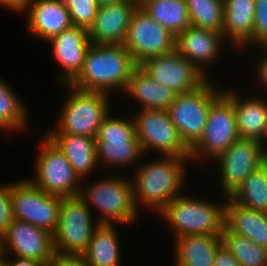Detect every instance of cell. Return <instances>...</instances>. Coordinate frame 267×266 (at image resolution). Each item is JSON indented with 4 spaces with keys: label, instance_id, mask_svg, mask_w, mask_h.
I'll use <instances>...</instances> for the list:
<instances>
[{
    "label": "cell",
    "instance_id": "9",
    "mask_svg": "<svg viewBox=\"0 0 267 266\" xmlns=\"http://www.w3.org/2000/svg\"><path fill=\"white\" fill-rule=\"evenodd\" d=\"M41 141L35 158V176L29 179L48 194L60 197L78 196L82 180L63 152L47 135Z\"/></svg>",
    "mask_w": 267,
    "mask_h": 266
},
{
    "label": "cell",
    "instance_id": "20",
    "mask_svg": "<svg viewBox=\"0 0 267 266\" xmlns=\"http://www.w3.org/2000/svg\"><path fill=\"white\" fill-rule=\"evenodd\" d=\"M24 12L27 29L41 40L48 41L72 26L64 0H33Z\"/></svg>",
    "mask_w": 267,
    "mask_h": 266
},
{
    "label": "cell",
    "instance_id": "2",
    "mask_svg": "<svg viewBox=\"0 0 267 266\" xmlns=\"http://www.w3.org/2000/svg\"><path fill=\"white\" fill-rule=\"evenodd\" d=\"M188 160L191 161L186 157L162 156L161 159L137 165L139 167L135 168L132 179L136 208L140 209L142 205L144 209H152L158 214L169 202L181 195L185 183V163Z\"/></svg>",
    "mask_w": 267,
    "mask_h": 266
},
{
    "label": "cell",
    "instance_id": "35",
    "mask_svg": "<svg viewBox=\"0 0 267 266\" xmlns=\"http://www.w3.org/2000/svg\"><path fill=\"white\" fill-rule=\"evenodd\" d=\"M14 220L10 184L0 186V238Z\"/></svg>",
    "mask_w": 267,
    "mask_h": 266
},
{
    "label": "cell",
    "instance_id": "14",
    "mask_svg": "<svg viewBox=\"0 0 267 266\" xmlns=\"http://www.w3.org/2000/svg\"><path fill=\"white\" fill-rule=\"evenodd\" d=\"M214 160L219 161L222 196L229 197L253 171L264 164V150L258 140L240 138Z\"/></svg>",
    "mask_w": 267,
    "mask_h": 266
},
{
    "label": "cell",
    "instance_id": "29",
    "mask_svg": "<svg viewBox=\"0 0 267 266\" xmlns=\"http://www.w3.org/2000/svg\"><path fill=\"white\" fill-rule=\"evenodd\" d=\"M229 197L240 205L267 212V166L253 171Z\"/></svg>",
    "mask_w": 267,
    "mask_h": 266
},
{
    "label": "cell",
    "instance_id": "28",
    "mask_svg": "<svg viewBox=\"0 0 267 266\" xmlns=\"http://www.w3.org/2000/svg\"><path fill=\"white\" fill-rule=\"evenodd\" d=\"M140 7L174 37L190 26L186 0H146Z\"/></svg>",
    "mask_w": 267,
    "mask_h": 266
},
{
    "label": "cell",
    "instance_id": "31",
    "mask_svg": "<svg viewBox=\"0 0 267 266\" xmlns=\"http://www.w3.org/2000/svg\"><path fill=\"white\" fill-rule=\"evenodd\" d=\"M221 238L223 245L241 266H267V248L259 246L245 236L231 232L225 225Z\"/></svg>",
    "mask_w": 267,
    "mask_h": 266
},
{
    "label": "cell",
    "instance_id": "24",
    "mask_svg": "<svg viewBox=\"0 0 267 266\" xmlns=\"http://www.w3.org/2000/svg\"><path fill=\"white\" fill-rule=\"evenodd\" d=\"M254 12V0H224L223 35L233 47L252 44Z\"/></svg>",
    "mask_w": 267,
    "mask_h": 266
},
{
    "label": "cell",
    "instance_id": "30",
    "mask_svg": "<svg viewBox=\"0 0 267 266\" xmlns=\"http://www.w3.org/2000/svg\"><path fill=\"white\" fill-rule=\"evenodd\" d=\"M10 85L0 79V130L22 131L28 124V112L24 101ZM24 104V105H23Z\"/></svg>",
    "mask_w": 267,
    "mask_h": 266
},
{
    "label": "cell",
    "instance_id": "27",
    "mask_svg": "<svg viewBox=\"0 0 267 266\" xmlns=\"http://www.w3.org/2000/svg\"><path fill=\"white\" fill-rule=\"evenodd\" d=\"M115 224L100 223L82 254L89 266H119L120 245Z\"/></svg>",
    "mask_w": 267,
    "mask_h": 266
},
{
    "label": "cell",
    "instance_id": "44",
    "mask_svg": "<svg viewBox=\"0 0 267 266\" xmlns=\"http://www.w3.org/2000/svg\"><path fill=\"white\" fill-rule=\"evenodd\" d=\"M264 164L267 166V148L264 150Z\"/></svg>",
    "mask_w": 267,
    "mask_h": 266
},
{
    "label": "cell",
    "instance_id": "21",
    "mask_svg": "<svg viewBox=\"0 0 267 266\" xmlns=\"http://www.w3.org/2000/svg\"><path fill=\"white\" fill-rule=\"evenodd\" d=\"M47 136L63 152L75 173L83 181L97 168L95 138L69 133H47Z\"/></svg>",
    "mask_w": 267,
    "mask_h": 266
},
{
    "label": "cell",
    "instance_id": "42",
    "mask_svg": "<svg viewBox=\"0 0 267 266\" xmlns=\"http://www.w3.org/2000/svg\"><path fill=\"white\" fill-rule=\"evenodd\" d=\"M121 1H130V0H96L99 7L103 5L112 4V3H118Z\"/></svg>",
    "mask_w": 267,
    "mask_h": 266
},
{
    "label": "cell",
    "instance_id": "33",
    "mask_svg": "<svg viewBox=\"0 0 267 266\" xmlns=\"http://www.w3.org/2000/svg\"><path fill=\"white\" fill-rule=\"evenodd\" d=\"M64 3L72 25L89 30L99 9L96 0H64Z\"/></svg>",
    "mask_w": 267,
    "mask_h": 266
},
{
    "label": "cell",
    "instance_id": "15",
    "mask_svg": "<svg viewBox=\"0 0 267 266\" xmlns=\"http://www.w3.org/2000/svg\"><path fill=\"white\" fill-rule=\"evenodd\" d=\"M139 67L149 77L165 85L175 94L193 91L208 79L176 50L148 58Z\"/></svg>",
    "mask_w": 267,
    "mask_h": 266
},
{
    "label": "cell",
    "instance_id": "17",
    "mask_svg": "<svg viewBox=\"0 0 267 266\" xmlns=\"http://www.w3.org/2000/svg\"><path fill=\"white\" fill-rule=\"evenodd\" d=\"M55 61L61 66L59 83L70 84L81 72L87 50L91 45L88 30L72 25L50 38Z\"/></svg>",
    "mask_w": 267,
    "mask_h": 266
},
{
    "label": "cell",
    "instance_id": "25",
    "mask_svg": "<svg viewBox=\"0 0 267 266\" xmlns=\"http://www.w3.org/2000/svg\"><path fill=\"white\" fill-rule=\"evenodd\" d=\"M174 266H214L221 235H185L174 239Z\"/></svg>",
    "mask_w": 267,
    "mask_h": 266
},
{
    "label": "cell",
    "instance_id": "36",
    "mask_svg": "<svg viewBox=\"0 0 267 266\" xmlns=\"http://www.w3.org/2000/svg\"><path fill=\"white\" fill-rule=\"evenodd\" d=\"M47 266H89L83 255L54 253Z\"/></svg>",
    "mask_w": 267,
    "mask_h": 266
},
{
    "label": "cell",
    "instance_id": "37",
    "mask_svg": "<svg viewBox=\"0 0 267 266\" xmlns=\"http://www.w3.org/2000/svg\"><path fill=\"white\" fill-rule=\"evenodd\" d=\"M214 266H241L233 254L223 245L215 251Z\"/></svg>",
    "mask_w": 267,
    "mask_h": 266
},
{
    "label": "cell",
    "instance_id": "11",
    "mask_svg": "<svg viewBox=\"0 0 267 266\" xmlns=\"http://www.w3.org/2000/svg\"><path fill=\"white\" fill-rule=\"evenodd\" d=\"M10 194L14 219L56 232L62 197L44 192L28 178L10 183Z\"/></svg>",
    "mask_w": 267,
    "mask_h": 266
},
{
    "label": "cell",
    "instance_id": "41",
    "mask_svg": "<svg viewBox=\"0 0 267 266\" xmlns=\"http://www.w3.org/2000/svg\"><path fill=\"white\" fill-rule=\"evenodd\" d=\"M265 141H267V120H266V122H265V125H264V129H263L262 135H261V137H260L259 140H258V142H259L260 145L262 146L263 150L266 149L265 144H266L267 142H265Z\"/></svg>",
    "mask_w": 267,
    "mask_h": 266
},
{
    "label": "cell",
    "instance_id": "16",
    "mask_svg": "<svg viewBox=\"0 0 267 266\" xmlns=\"http://www.w3.org/2000/svg\"><path fill=\"white\" fill-rule=\"evenodd\" d=\"M1 255L40 260L45 264L53 256V234L31 223L14 219L0 238Z\"/></svg>",
    "mask_w": 267,
    "mask_h": 266
},
{
    "label": "cell",
    "instance_id": "23",
    "mask_svg": "<svg viewBox=\"0 0 267 266\" xmlns=\"http://www.w3.org/2000/svg\"><path fill=\"white\" fill-rule=\"evenodd\" d=\"M223 92L232 100L237 131L241 139L259 140L267 120V101L259 96L243 98L234 90ZM238 94V95H237Z\"/></svg>",
    "mask_w": 267,
    "mask_h": 266
},
{
    "label": "cell",
    "instance_id": "10",
    "mask_svg": "<svg viewBox=\"0 0 267 266\" xmlns=\"http://www.w3.org/2000/svg\"><path fill=\"white\" fill-rule=\"evenodd\" d=\"M238 139L233 102L222 92L209 107L207 124L200 140L190 149V160L213 161Z\"/></svg>",
    "mask_w": 267,
    "mask_h": 266
},
{
    "label": "cell",
    "instance_id": "40",
    "mask_svg": "<svg viewBox=\"0 0 267 266\" xmlns=\"http://www.w3.org/2000/svg\"><path fill=\"white\" fill-rule=\"evenodd\" d=\"M263 56H261L260 60H258V64L256 67V71L258 76L256 78L259 79L260 84L267 89V52L264 50L262 51Z\"/></svg>",
    "mask_w": 267,
    "mask_h": 266
},
{
    "label": "cell",
    "instance_id": "5",
    "mask_svg": "<svg viewBox=\"0 0 267 266\" xmlns=\"http://www.w3.org/2000/svg\"><path fill=\"white\" fill-rule=\"evenodd\" d=\"M69 93L63 109L60 111L59 122L48 133H69L73 135L95 138L103 119L111 111L109 94L103 92L83 91L69 84Z\"/></svg>",
    "mask_w": 267,
    "mask_h": 266
},
{
    "label": "cell",
    "instance_id": "6",
    "mask_svg": "<svg viewBox=\"0 0 267 266\" xmlns=\"http://www.w3.org/2000/svg\"><path fill=\"white\" fill-rule=\"evenodd\" d=\"M131 118H116L109 113L103 119L95 137L98 165L102 162L107 167H128L144 156Z\"/></svg>",
    "mask_w": 267,
    "mask_h": 266
},
{
    "label": "cell",
    "instance_id": "26",
    "mask_svg": "<svg viewBox=\"0 0 267 266\" xmlns=\"http://www.w3.org/2000/svg\"><path fill=\"white\" fill-rule=\"evenodd\" d=\"M124 93L141 104L142 109L155 110H168L176 96L171 89L153 80L139 66L132 71Z\"/></svg>",
    "mask_w": 267,
    "mask_h": 266
},
{
    "label": "cell",
    "instance_id": "38",
    "mask_svg": "<svg viewBox=\"0 0 267 266\" xmlns=\"http://www.w3.org/2000/svg\"><path fill=\"white\" fill-rule=\"evenodd\" d=\"M7 255L0 256V262L3 266H45L46 264L40 260H33L28 258L15 257V260L11 261L13 258H10ZM7 258H10L8 260Z\"/></svg>",
    "mask_w": 267,
    "mask_h": 266
},
{
    "label": "cell",
    "instance_id": "4",
    "mask_svg": "<svg viewBox=\"0 0 267 266\" xmlns=\"http://www.w3.org/2000/svg\"><path fill=\"white\" fill-rule=\"evenodd\" d=\"M81 187L79 196L90 209L91 205L95 206L101 213L97 218L99 223L114 224L116 221L129 225L138 220L140 213L143 214L134 203L132 179L110 176Z\"/></svg>",
    "mask_w": 267,
    "mask_h": 266
},
{
    "label": "cell",
    "instance_id": "43",
    "mask_svg": "<svg viewBox=\"0 0 267 266\" xmlns=\"http://www.w3.org/2000/svg\"><path fill=\"white\" fill-rule=\"evenodd\" d=\"M130 1L136 3L138 6H141L146 0H130Z\"/></svg>",
    "mask_w": 267,
    "mask_h": 266
},
{
    "label": "cell",
    "instance_id": "39",
    "mask_svg": "<svg viewBox=\"0 0 267 266\" xmlns=\"http://www.w3.org/2000/svg\"><path fill=\"white\" fill-rule=\"evenodd\" d=\"M32 1L33 0H0V5L15 12L24 13Z\"/></svg>",
    "mask_w": 267,
    "mask_h": 266
},
{
    "label": "cell",
    "instance_id": "8",
    "mask_svg": "<svg viewBox=\"0 0 267 266\" xmlns=\"http://www.w3.org/2000/svg\"><path fill=\"white\" fill-rule=\"evenodd\" d=\"M90 210L79 195L62 197L58 227L53 234L55 253L82 255L87 250L100 224L97 219L94 223Z\"/></svg>",
    "mask_w": 267,
    "mask_h": 266
},
{
    "label": "cell",
    "instance_id": "22",
    "mask_svg": "<svg viewBox=\"0 0 267 266\" xmlns=\"http://www.w3.org/2000/svg\"><path fill=\"white\" fill-rule=\"evenodd\" d=\"M224 225L231 232L267 248V212L248 208L226 197Z\"/></svg>",
    "mask_w": 267,
    "mask_h": 266
},
{
    "label": "cell",
    "instance_id": "18",
    "mask_svg": "<svg viewBox=\"0 0 267 266\" xmlns=\"http://www.w3.org/2000/svg\"><path fill=\"white\" fill-rule=\"evenodd\" d=\"M137 7L138 5L131 1L100 6L94 22L88 30L91 42L94 44H123L131 16Z\"/></svg>",
    "mask_w": 267,
    "mask_h": 266
},
{
    "label": "cell",
    "instance_id": "34",
    "mask_svg": "<svg viewBox=\"0 0 267 266\" xmlns=\"http://www.w3.org/2000/svg\"><path fill=\"white\" fill-rule=\"evenodd\" d=\"M254 27L252 45L261 49L267 45V0H254Z\"/></svg>",
    "mask_w": 267,
    "mask_h": 266
},
{
    "label": "cell",
    "instance_id": "3",
    "mask_svg": "<svg viewBox=\"0 0 267 266\" xmlns=\"http://www.w3.org/2000/svg\"><path fill=\"white\" fill-rule=\"evenodd\" d=\"M214 203L179 195L159 214L174 231V238L185 235H221L225 221V200Z\"/></svg>",
    "mask_w": 267,
    "mask_h": 266
},
{
    "label": "cell",
    "instance_id": "13",
    "mask_svg": "<svg viewBox=\"0 0 267 266\" xmlns=\"http://www.w3.org/2000/svg\"><path fill=\"white\" fill-rule=\"evenodd\" d=\"M175 42L176 37L138 6L131 16L123 45L139 66L148 58L173 52Z\"/></svg>",
    "mask_w": 267,
    "mask_h": 266
},
{
    "label": "cell",
    "instance_id": "12",
    "mask_svg": "<svg viewBox=\"0 0 267 266\" xmlns=\"http://www.w3.org/2000/svg\"><path fill=\"white\" fill-rule=\"evenodd\" d=\"M133 118L136 137L145 156L153 149L161 153V157L190 158V149L181 140L168 110L141 109Z\"/></svg>",
    "mask_w": 267,
    "mask_h": 266
},
{
    "label": "cell",
    "instance_id": "32",
    "mask_svg": "<svg viewBox=\"0 0 267 266\" xmlns=\"http://www.w3.org/2000/svg\"><path fill=\"white\" fill-rule=\"evenodd\" d=\"M190 25L223 33L224 0H186Z\"/></svg>",
    "mask_w": 267,
    "mask_h": 266
},
{
    "label": "cell",
    "instance_id": "7",
    "mask_svg": "<svg viewBox=\"0 0 267 266\" xmlns=\"http://www.w3.org/2000/svg\"><path fill=\"white\" fill-rule=\"evenodd\" d=\"M209 78L197 89L176 94L168 109L183 143L191 149L202 137L211 103L223 92ZM216 86V88H215Z\"/></svg>",
    "mask_w": 267,
    "mask_h": 266
},
{
    "label": "cell",
    "instance_id": "45",
    "mask_svg": "<svg viewBox=\"0 0 267 266\" xmlns=\"http://www.w3.org/2000/svg\"><path fill=\"white\" fill-rule=\"evenodd\" d=\"M262 50H265L267 52V45H265Z\"/></svg>",
    "mask_w": 267,
    "mask_h": 266
},
{
    "label": "cell",
    "instance_id": "19",
    "mask_svg": "<svg viewBox=\"0 0 267 266\" xmlns=\"http://www.w3.org/2000/svg\"><path fill=\"white\" fill-rule=\"evenodd\" d=\"M224 40L223 33L190 25L176 37L175 50L209 78L204 67L219 59Z\"/></svg>",
    "mask_w": 267,
    "mask_h": 266
},
{
    "label": "cell",
    "instance_id": "1",
    "mask_svg": "<svg viewBox=\"0 0 267 266\" xmlns=\"http://www.w3.org/2000/svg\"><path fill=\"white\" fill-rule=\"evenodd\" d=\"M136 67L123 44L91 43L81 72L69 85L83 91L125 92Z\"/></svg>",
    "mask_w": 267,
    "mask_h": 266
}]
</instances>
